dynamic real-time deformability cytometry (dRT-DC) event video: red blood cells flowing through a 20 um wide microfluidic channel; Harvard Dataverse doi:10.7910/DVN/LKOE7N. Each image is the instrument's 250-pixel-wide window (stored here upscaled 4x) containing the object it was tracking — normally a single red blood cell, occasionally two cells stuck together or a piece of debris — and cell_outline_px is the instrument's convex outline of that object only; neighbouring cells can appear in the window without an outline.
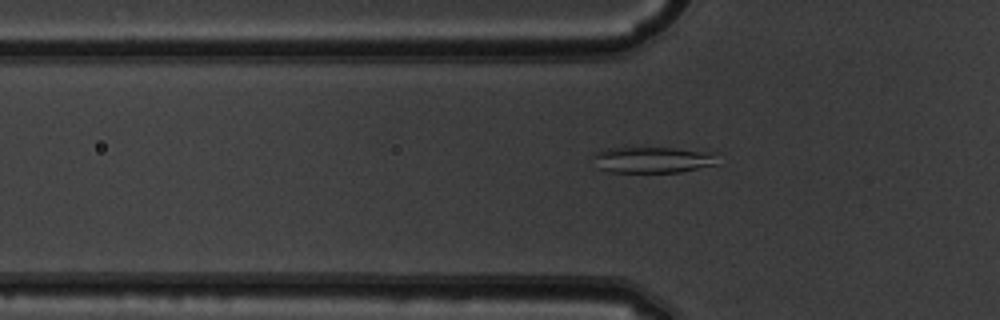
{"species": "common noctule bat (a hibernating species)", "species_latin": "Nyctalus noctula", "temperature_condition": "warm", "stored_images_in_passage": 51, "camera_frame_rate_fps": 3000, "um_per_image_px": 0.085, "animal": {"sex": "male", "body_mass_g": 19.5, "forearm_length_mm": 54.6}, "frame": {"image": 1, "passage_image": 17, "time_ms": 5.333, "image_size_px": [1000, 320], "cell_outline_px": [[716, 164], [680, 172], [612, 172], [596, 168], [592, 156], [596, 152], [604, 148], [672, 148], [716, 152]], "centroid_in_image_um": [55.43, 13.58], "position_along_channel_um": 70.4, "area_um2": 19.02}}
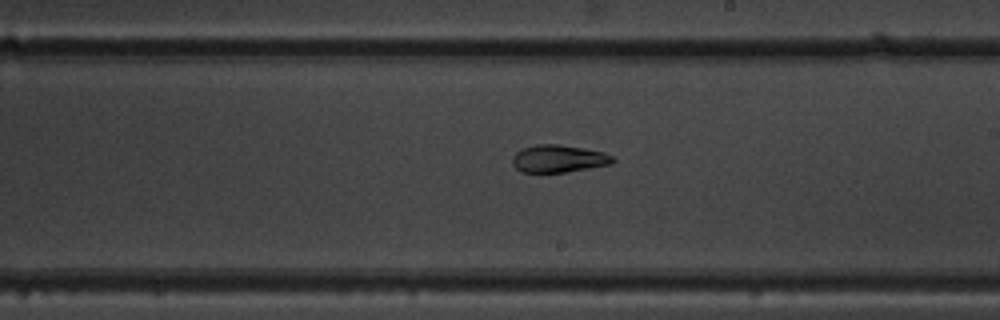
{"frame": {"image": 2, "passage_image": 30, "time_ms": 9.667, "image_size_px": [1000, 320], "cell_outline_px": [[616, 160], [612, 164], [564, 172], [520, 172], [512, 164], [512, 156], [516, 152], [524, 148], [536, 144], [560, 144], [584, 148], [604, 152], [612, 156]], "centroid_in_image_um": [47.47, 13.48], "position_along_channel_um": 241.5, "area_um2": 16.13}}
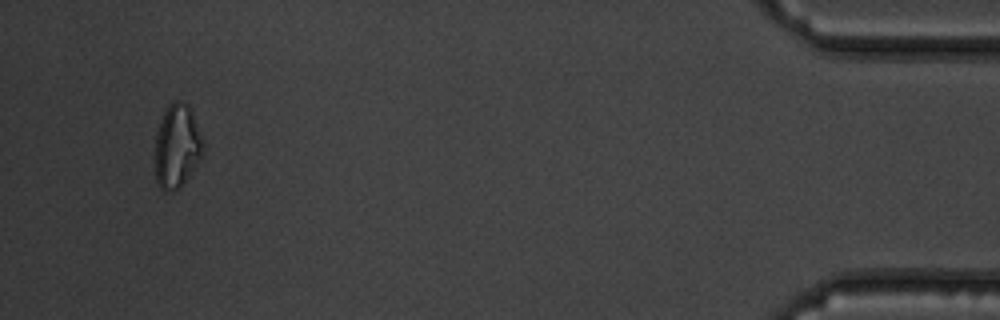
{"frame": {"image": 3, "passage_image": 49, "time_ms": 16.0, "image_size_px": [1000, 320], "cell_outline_px": [[204, 156], [180, 188], [172, 192], [164, 192], [160, 188], [156, 180], [156, 132], [160, 120], [168, 104], [172, 100], [180, 100], [188, 104], [192, 112], [204, 144]], "centroid_in_image_um": [15.06, 12.44], "position_along_channel_um": 420.1, "area_um2": 23.76}, "authors_computed_cell_mechanics": {"area_um2": 19.7098, "velocity_mm_per_s": 3.959, "shape_relaxation_time_tau1_ms": null, "shape_relaxation_time_tau2_ms": 4.6329, "deformation_change_tau1": null, "deformation_change_tau2": 0.1085}}